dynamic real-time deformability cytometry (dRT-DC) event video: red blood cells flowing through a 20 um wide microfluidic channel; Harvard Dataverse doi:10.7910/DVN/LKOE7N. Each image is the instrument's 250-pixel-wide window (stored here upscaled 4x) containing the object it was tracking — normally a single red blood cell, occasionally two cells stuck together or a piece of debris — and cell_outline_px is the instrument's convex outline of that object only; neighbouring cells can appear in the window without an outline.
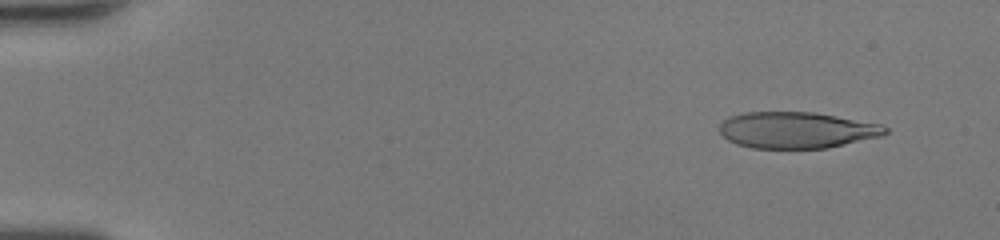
{"species": "human", "species_latin": "Homo sapiens", "temperature_condition": "room temperature", "stored_images_in_passage": 48, "camera_frame_rate_fps": 3000, "um_per_image_px": 0.085, "donor": {"sex": "female"}, "frame": {"image": 1, "passage_image": 4, "time_ms": 1.0, "image_size_px": [1000, 240], "cell_outline_px": [[888, 132], [880, 136], [828, 148], [752, 148], [736, 144], [728, 140], [720, 132], [720, 124], [728, 116], [744, 112], [812, 112], [836, 116], [880, 124], [888, 128]], "centroid_in_image_um": [67.69, 11.05], "position_along_channel_um": 17.3, "area_um2": 34.97}}
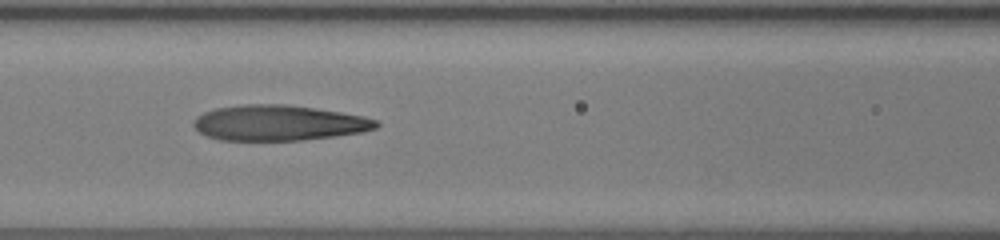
{"frame": {"image": 2, "passage_image": 22, "time_ms": 7.0, "image_size_px": [1000, 240], "cell_outline_px": [[380, 124], [376, 128], [360, 132], [336, 136], [300, 140], [220, 140], [208, 136], [200, 132], [192, 124], [196, 116], [204, 112], [216, 108], [244, 104], [288, 104], [316, 108], [364, 116], [376, 120]], "centroid_in_image_um": [23.69, 10.44], "position_along_channel_um": 142.9, "area_um2": 37.69}}
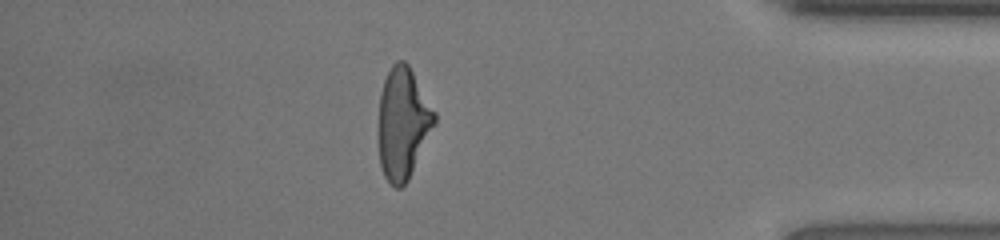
{"frame": {"image": 3, "passage_image": 42, "time_ms": 13.667, "image_size_px": [1000, 240], "cell_outline_px": [[436, 124], [408, 180], [400, 188], [396, 188], [384, 176], [380, 164], [380, 92], [384, 80], [392, 64], [396, 60], [404, 60], [408, 64], [436, 112]], "centroid_in_image_um": [34.28, 10.46], "position_along_channel_um": 400.9, "area_um2": 36.01}, "authors_computed_cell_mechanics": {"area_um2": 37.1943, "velocity_mm_per_s": 4.3505, "shape_relaxation_time_tau1_ms": 4.45, "shape_relaxation_time_tau2_ms": 1.4227, "deformation_change_tau1": 0.2305, "deformation_change_tau2": 0.1149}}